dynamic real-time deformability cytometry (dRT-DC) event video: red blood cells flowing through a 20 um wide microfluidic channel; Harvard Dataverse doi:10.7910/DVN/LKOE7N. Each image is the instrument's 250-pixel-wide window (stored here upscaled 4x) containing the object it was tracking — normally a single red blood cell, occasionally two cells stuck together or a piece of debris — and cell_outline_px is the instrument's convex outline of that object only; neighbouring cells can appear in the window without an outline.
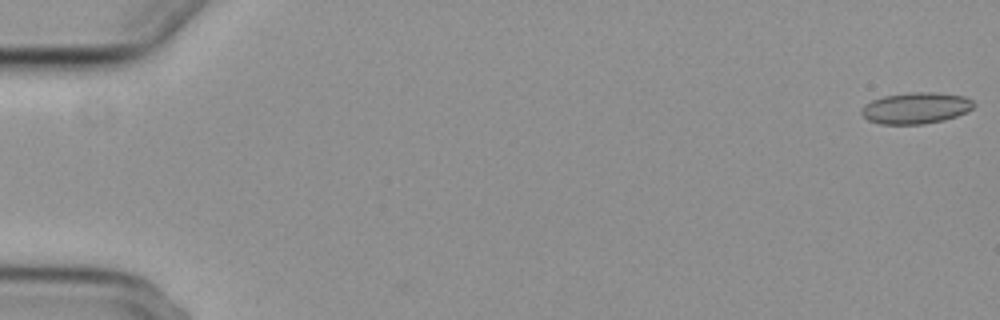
{"species": "common noctule bat (a hibernating species)", "species_latin": "Nyctalus noctula", "temperature_condition": "cold", "stored_images_in_passage": 8, "camera_frame_rate_fps": 3000, "um_per_image_px": 0.085, "animal": {"sex": "female", "body_mass_g": 29.2, "forearm_length_mm": 56.3}, "frame": {"image": 1, "passage_image": 1, "time_ms": 0.0, "image_size_px": [1000, 320], "cell_outline_px": [[976, 104], [968, 112], [944, 120], [924, 124], [880, 124], [868, 120], [860, 112], [860, 108], [864, 104], [872, 100], [884, 96], [912, 92], [936, 92], [964, 96], [972, 100]], "centroid_in_image_um": [77.85, 9.18], "position_along_channel_um": 7.2, "area_um2": 20.63}}